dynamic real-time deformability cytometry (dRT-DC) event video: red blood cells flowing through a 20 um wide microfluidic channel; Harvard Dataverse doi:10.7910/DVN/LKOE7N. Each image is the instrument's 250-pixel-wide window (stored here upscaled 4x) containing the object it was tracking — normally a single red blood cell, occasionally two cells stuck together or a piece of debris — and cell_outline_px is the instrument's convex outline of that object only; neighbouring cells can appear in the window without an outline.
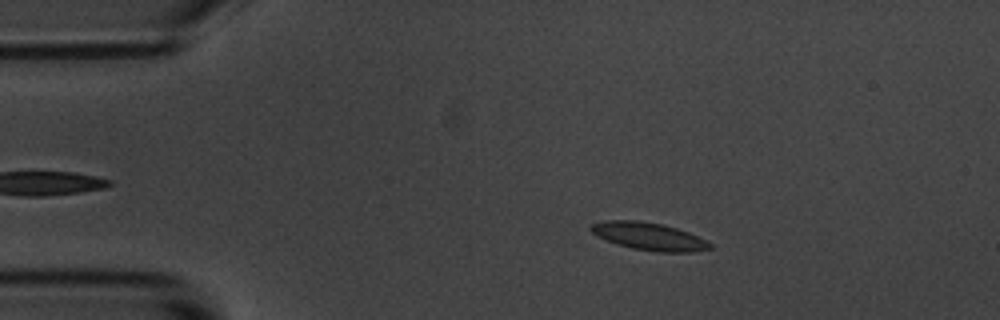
{"species": "common noctule bat (a hibernating species)", "species_latin": "Nyctalus noctula", "temperature_condition": "room temperature", "stored_images_in_passage": 9, "camera_frame_rate_fps": 3000, "um_per_image_px": 0.085, "animal": {"sex": "male", "body_mass_g": 20.1, "forearm_length_mm": 53.5}, "frame": {"image": 1, "passage_image": 2, "time_ms": 1.0, "image_size_px": [1000, 320], "cell_outline_px": [[712, 248], [692, 252], [656, 252], [632, 248], [616, 244], [596, 236], [588, 228], [592, 224], [604, 220], [636, 220], [664, 224], [688, 232], [708, 240], [712, 244]], "centroid_in_image_um": [55.16, 20.09], "position_along_channel_um": 29.8, "area_um2": 19.36}}
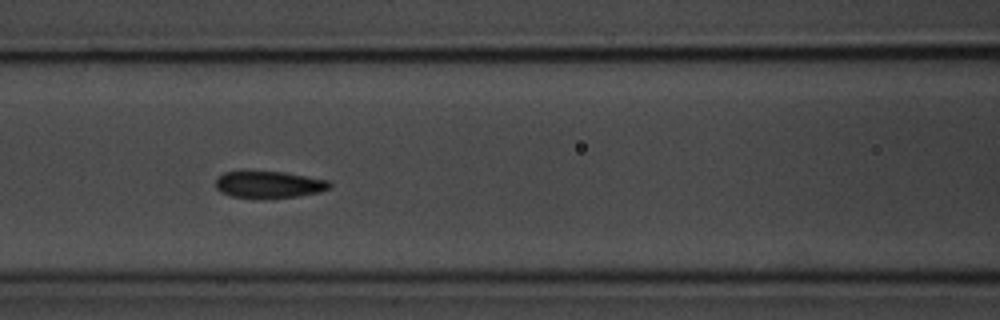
{"frame": {"image": 2, "passage_image": 6, "time_ms": 5.667, "image_size_px": [1000, 320], "cell_outline_px": [[332, 188], [320, 192], [296, 196], [264, 200], [232, 196], [220, 192], [216, 188], [216, 176], [224, 172], [244, 168], [284, 172], [332, 180]], "centroid_in_image_um": [22.83, 15.65], "position_along_channel_um": 143.8, "area_um2": 19.19}}
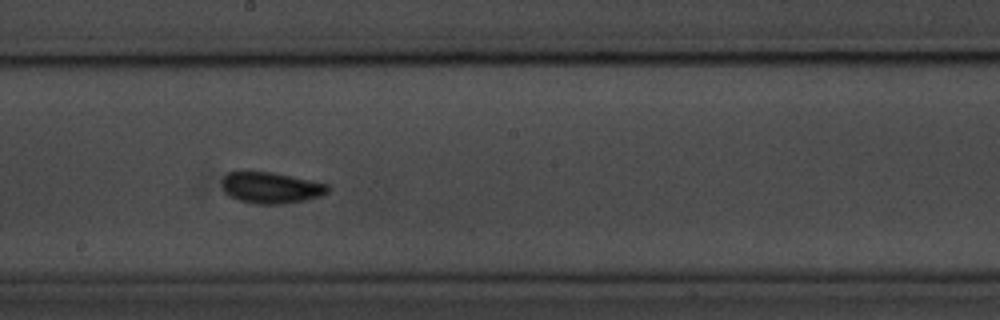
{"frame": {"image": 3, "passage_image": 8, "time_ms": 8.0, "image_size_px": [1000, 320], "cell_outline_px": [[332, 188], [328, 192], [320, 196], [304, 200], [284, 204], [256, 204], [240, 200], [228, 196], [224, 192], [220, 184], [220, 180], [228, 172], [272, 172], [328, 184]], "centroid_in_image_um": [23.01, 15.96], "position_along_channel_um": 225.2, "area_um2": 19.36}}